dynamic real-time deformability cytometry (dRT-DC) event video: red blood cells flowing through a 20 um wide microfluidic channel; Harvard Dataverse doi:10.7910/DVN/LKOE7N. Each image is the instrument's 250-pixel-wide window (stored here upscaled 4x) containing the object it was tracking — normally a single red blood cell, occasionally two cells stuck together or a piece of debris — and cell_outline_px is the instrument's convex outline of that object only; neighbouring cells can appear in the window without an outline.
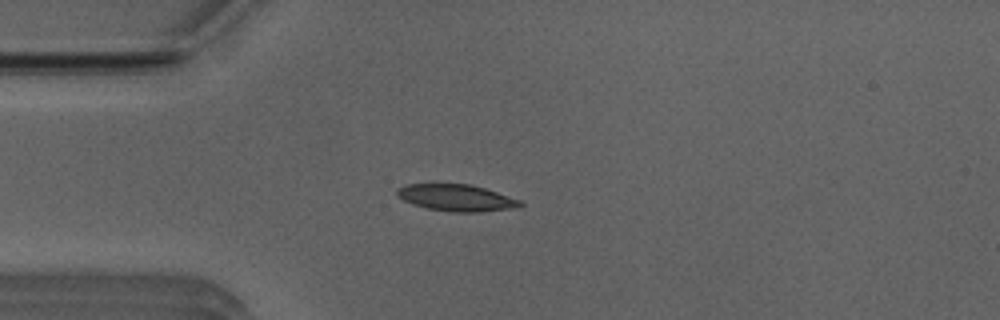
{"species": "Egyptian fruit bat (a non-hibernating species)", "species_latin": "Rousettus aegyptiacus", "temperature_condition": "room temperature", "stored_images_in_passage": 40, "camera_frame_rate_fps": 3000, "um_per_image_px": 0.085, "animal": {"sex": "male"}, "frame": {"image": 1, "passage_image": 2, "time_ms": 0.333, "image_size_px": [1000, 320], "cell_outline_px": [[524, 204], [520, 208], [480, 212], [452, 212], [428, 208], [412, 204], [396, 196], [396, 188], [408, 184], [468, 184], [484, 188], [520, 200]], "centroid_in_image_um": [38.8, 16.82], "position_along_channel_um": 46.2, "area_um2": 19.19}}
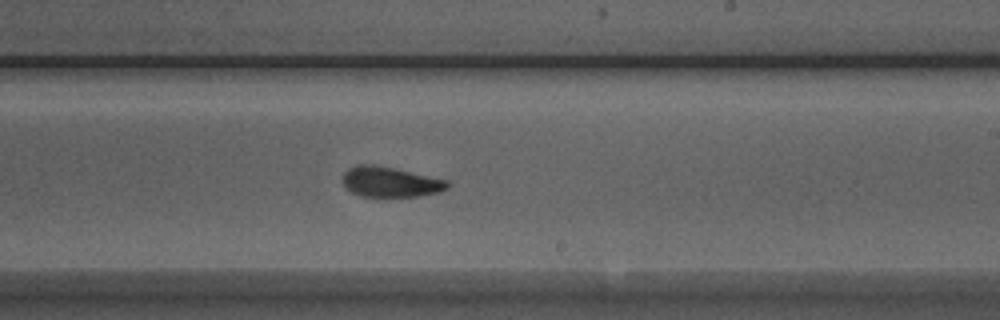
{"frame": {"image": 2, "passage_image": 19, "time_ms": 6.0, "image_size_px": [1000, 320], "cell_outline_px": [[448, 188], [440, 192], [416, 196], [376, 200], [360, 196], [352, 192], [344, 184], [344, 172], [348, 168], [356, 164], [372, 164], [392, 168], [448, 180]], "centroid_in_image_um": [33.15, 15.51], "position_along_channel_um": 255.9, "area_um2": 18.96}}
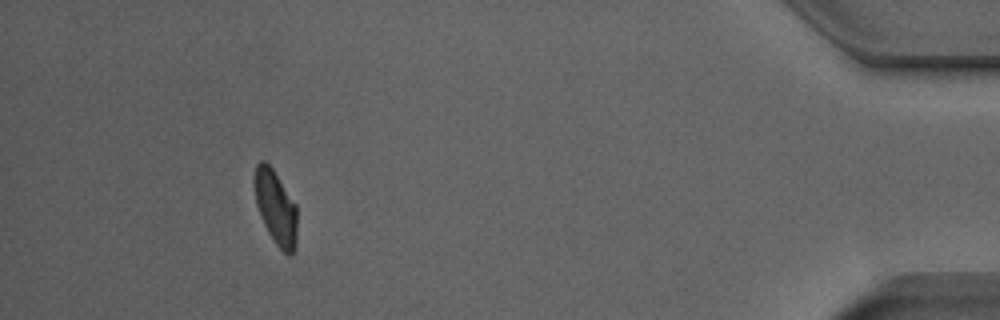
{"frame": {"image": 3, "passage_image": 36, "time_ms": 11.667, "image_size_px": [1000, 320], "cell_outline_px": [[296, 248], [292, 256], [288, 256], [276, 244], [268, 232], [264, 224], [256, 204], [252, 180], [256, 164], [260, 160], [264, 160], [272, 168], [296, 204]], "centroid_in_image_um": [23.41, 17.62], "position_along_channel_um": 411.8, "area_um2": 18.61}, "authors_computed_cell_mechanics": {"area_um2": 18.9584, "velocity_mm_per_s": 3.9435, "shape_relaxation_time_tau1_ms": 5.3686, "shape_relaxation_time_tau2_ms": 1.6024, "deformation_change_tau1": 0.1706, "deformation_change_tau2": 0.0761}}